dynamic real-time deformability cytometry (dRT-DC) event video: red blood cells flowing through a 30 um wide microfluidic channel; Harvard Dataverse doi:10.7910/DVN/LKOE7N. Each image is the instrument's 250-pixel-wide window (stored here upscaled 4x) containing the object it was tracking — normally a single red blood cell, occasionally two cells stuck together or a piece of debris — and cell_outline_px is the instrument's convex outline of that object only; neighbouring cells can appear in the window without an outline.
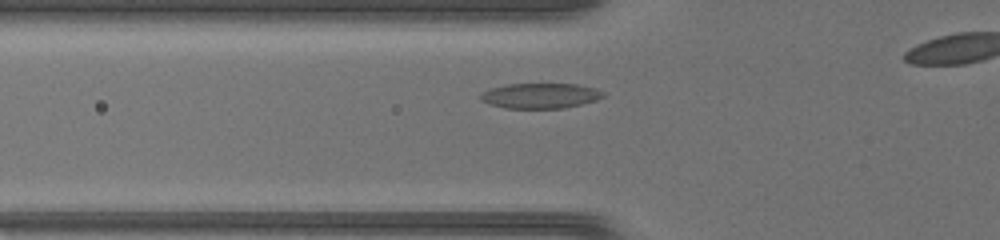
{"species": "common noctule bat (a hibernating species)", "species_latin": "Nyctalus noctula", "temperature_condition": "warm", "stored_images_in_passage": 29, "camera_frame_rate_fps": 3000, "um_per_image_px": 0.085, "animal": {"sex": "female", "body_mass_g": 17.0, "forearm_length_mm": 48.0}, "frame": {"image": 1, "passage_image": 4, "time_ms": 1.0, "image_size_px": [1000, 240], "cell_outline_px": [[604, 96], [596, 100], [564, 108], [504, 108], [480, 100], [480, 96], [484, 92], [492, 88], [508, 84], [576, 84], [596, 88], [604, 92]], "centroid_in_image_um": [45.96, 8.13], "position_along_channel_um": 79.8, "area_um2": 17.8}}
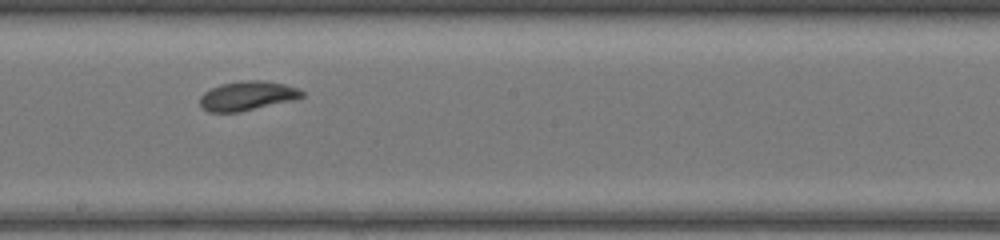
{"frame": {"image": 2, "passage_image": 14, "time_ms": 4.333, "image_size_px": [1000, 240], "cell_outline_px": [[304, 96], [292, 100], [240, 112], [208, 112], [200, 104], [200, 96], [204, 92], [220, 84], [244, 80], [264, 80], [284, 84], [296, 88], [304, 92]], "centroid_in_image_um": [21.0, 8.14], "position_along_channel_um": 227.2, "area_um2": 17.28}}
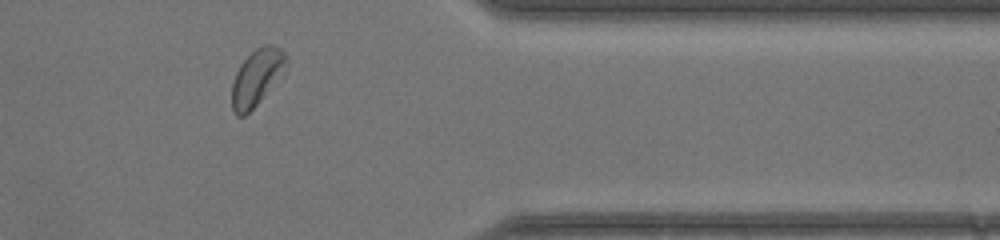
{"frame": {"image": 3, "passage_image": 26, "time_ms": 8.333, "image_size_px": [1000, 240], "cell_outline_px": [[288, 56], [256, 104], [244, 116], [236, 116], [232, 108], [232, 84], [236, 72], [240, 64], [256, 48], [264, 44], [272, 44], [280, 48]], "centroid_in_image_um": [21.71, 6.54], "position_along_channel_um": 389.7, "area_um2": 16.42}}